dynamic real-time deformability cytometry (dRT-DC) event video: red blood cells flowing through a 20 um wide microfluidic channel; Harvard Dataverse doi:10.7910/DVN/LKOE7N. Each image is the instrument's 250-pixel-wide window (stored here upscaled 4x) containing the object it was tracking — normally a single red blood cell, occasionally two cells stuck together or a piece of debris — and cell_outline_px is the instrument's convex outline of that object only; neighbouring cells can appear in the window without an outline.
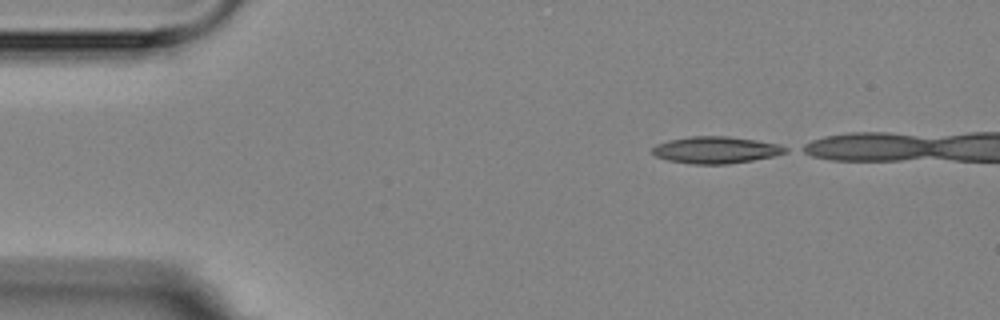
{"species": "Egyptian fruit bat (a non-hibernating species)", "species_latin": "Rousettus aegyptiacus", "temperature_condition": "room temperature", "stored_images_in_passage": 4, "camera_frame_rate_fps": 3000, "um_per_image_px": 0.085, "animal": {"sex": "female"}, "frame": {"image": 1, "passage_image": 1, "time_ms": 0.0, "image_size_px": [1000, 320], "cell_outline_px": [[788, 152], [772, 156], [752, 160], [728, 164], [692, 164], [668, 160], [656, 156], [652, 152], [652, 148], [656, 144], [668, 140], [692, 136], [728, 136], [756, 140], [776, 144], [788, 148]], "centroid_in_image_um": [60.82, 12.74], "position_along_channel_um": 24.2, "area_um2": 20.69}}